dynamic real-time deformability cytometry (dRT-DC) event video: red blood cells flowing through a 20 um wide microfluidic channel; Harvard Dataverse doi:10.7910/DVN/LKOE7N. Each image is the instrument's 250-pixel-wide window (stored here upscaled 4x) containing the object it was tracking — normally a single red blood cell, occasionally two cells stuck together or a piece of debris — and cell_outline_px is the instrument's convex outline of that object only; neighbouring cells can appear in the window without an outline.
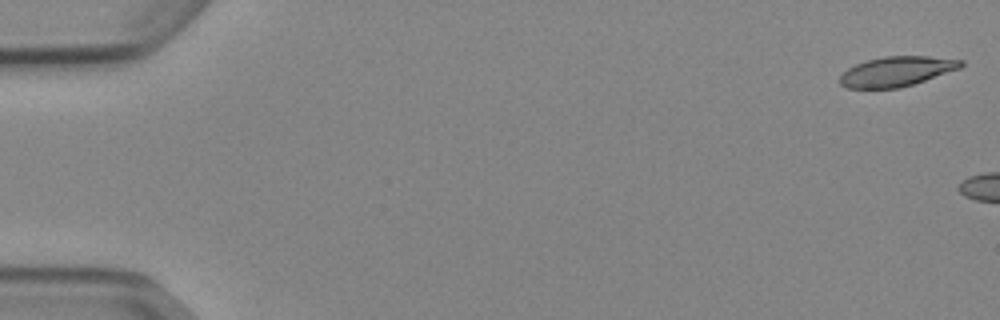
{"species": "Egyptian fruit bat (a non-hibernating species)", "species_latin": "Rousettus aegyptiacus", "temperature_condition": "cold", "stored_images_in_passage": 5, "camera_frame_rate_fps": 3000, "um_per_image_px": 0.085, "animal": {"sex": "female"}, "frame": {"image": 1, "passage_image": 1, "time_ms": 0.0, "image_size_px": [1000, 320], "cell_outline_px": [[964, 64], [960, 68], [900, 88], [848, 88], [840, 84], [840, 76], [848, 68], [856, 64], [868, 60], [884, 56], [928, 56], [964, 60]], "centroid_in_image_um": [76.22, 6.06], "position_along_channel_um": 8.8, "area_um2": 20.81}}